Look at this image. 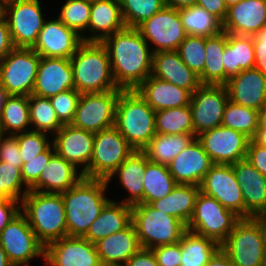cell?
Here are the masks:
<instances>
[{"mask_svg": "<svg viewBox=\"0 0 266 266\" xmlns=\"http://www.w3.org/2000/svg\"><path fill=\"white\" fill-rule=\"evenodd\" d=\"M85 1H87L89 3H94V2H98V1H102V0H85Z\"/></svg>", "mask_w": 266, "mask_h": 266, "instance_id": "8c879c8a", "label": "cell"}, {"mask_svg": "<svg viewBox=\"0 0 266 266\" xmlns=\"http://www.w3.org/2000/svg\"><path fill=\"white\" fill-rule=\"evenodd\" d=\"M20 205L21 212L44 246L67 236L66 212L61 193L29 190Z\"/></svg>", "mask_w": 266, "mask_h": 266, "instance_id": "277c9868", "label": "cell"}, {"mask_svg": "<svg viewBox=\"0 0 266 266\" xmlns=\"http://www.w3.org/2000/svg\"><path fill=\"white\" fill-rule=\"evenodd\" d=\"M196 138L194 134H158L142 149L149 161L168 166Z\"/></svg>", "mask_w": 266, "mask_h": 266, "instance_id": "e575fe53", "label": "cell"}, {"mask_svg": "<svg viewBox=\"0 0 266 266\" xmlns=\"http://www.w3.org/2000/svg\"><path fill=\"white\" fill-rule=\"evenodd\" d=\"M199 192L200 186L198 185L177 184L170 194L152 201L150 205L159 211L176 217L187 226L193 215L195 200Z\"/></svg>", "mask_w": 266, "mask_h": 266, "instance_id": "836d02e7", "label": "cell"}, {"mask_svg": "<svg viewBox=\"0 0 266 266\" xmlns=\"http://www.w3.org/2000/svg\"><path fill=\"white\" fill-rule=\"evenodd\" d=\"M124 266H159L151 249L140 248Z\"/></svg>", "mask_w": 266, "mask_h": 266, "instance_id": "6f0895ef", "label": "cell"}, {"mask_svg": "<svg viewBox=\"0 0 266 266\" xmlns=\"http://www.w3.org/2000/svg\"><path fill=\"white\" fill-rule=\"evenodd\" d=\"M229 100L260 111L266 106V76L258 69L243 70L225 84Z\"/></svg>", "mask_w": 266, "mask_h": 266, "instance_id": "603a6c76", "label": "cell"}, {"mask_svg": "<svg viewBox=\"0 0 266 266\" xmlns=\"http://www.w3.org/2000/svg\"><path fill=\"white\" fill-rule=\"evenodd\" d=\"M132 222V206L111 199L90 225L83 238L95 244L99 240L125 229Z\"/></svg>", "mask_w": 266, "mask_h": 266, "instance_id": "1f68e13d", "label": "cell"}, {"mask_svg": "<svg viewBox=\"0 0 266 266\" xmlns=\"http://www.w3.org/2000/svg\"><path fill=\"white\" fill-rule=\"evenodd\" d=\"M181 264L180 266H206L220 244L212 238L198 235L186 230L180 239Z\"/></svg>", "mask_w": 266, "mask_h": 266, "instance_id": "8d00e7d4", "label": "cell"}, {"mask_svg": "<svg viewBox=\"0 0 266 266\" xmlns=\"http://www.w3.org/2000/svg\"><path fill=\"white\" fill-rule=\"evenodd\" d=\"M241 218L226 209L217 199L198 193L193 215L186 229L198 235L212 238L221 244Z\"/></svg>", "mask_w": 266, "mask_h": 266, "instance_id": "9c48e42d", "label": "cell"}, {"mask_svg": "<svg viewBox=\"0 0 266 266\" xmlns=\"http://www.w3.org/2000/svg\"><path fill=\"white\" fill-rule=\"evenodd\" d=\"M17 135L0 134V161L15 165L22 169Z\"/></svg>", "mask_w": 266, "mask_h": 266, "instance_id": "816d5d0a", "label": "cell"}, {"mask_svg": "<svg viewBox=\"0 0 266 266\" xmlns=\"http://www.w3.org/2000/svg\"><path fill=\"white\" fill-rule=\"evenodd\" d=\"M108 187L106 180L83 177L72 188L61 193L66 212L67 236L83 237L87 233L90 225L111 200L107 197Z\"/></svg>", "mask_w": 266, "mask_h": 266, "instance_id": "7a4b0ae2", "label": "cell"}, {"mask_svg": "<svg viewBox=\"0 0 266 266\" xmlns=\"http://www.w3.org/2000/svg\"><path fill=\"white\" fill-rule=\"evenodd\" d=\"M0 244L14 266H30L35 258L44 261L45 246L37 239L22 212L0 232Z\"/></svg>", "mask_w": 266, "mask_h": 266, "instance_id": "7c38bea8", "label": "cell"}, {"mask_svg": "<svg viewBox=\"0 0 266 266\" xmlns=\"http://www.w3.org/2000/svg\"><path fill=\"white\" fill-rule=\"evenodd\" d=\"M134 151L115 126L94 133L91 161L83 176L107 180Z\"/></svg>", "mask_w": 266, "mask_h": 266, "instance_id": "ba28073f", "label": "cell"}, {"mask_svg": "<svg viewBox=\"0 0 266 266\" xmlns=\"http://www.w3.org/2000/svg\"><path fill=\"white\" fill-rule=\"evenodd\" d=\"M252 38L255 56L254 68L266 76V26L256 32Z\"/></svg>", "mask_w": 266, "mask_h": 266, "instance_id": "db71d44e", "label": "cell"}, {"mask_svg": "<svg viewBox=\"0 0 266 266\" xmlns=\"http://www.w3.org/2000/svg\"><path fill=\"white\" fill-rule=\"evenodd\" d=\"M55 153L53 143L42 153L33 159H24L21 176L24 184L31 189L39 180V175Z\"/></svg>", "mask_w": 266, "mask_h": 266, "instance_id": "f907efd6", "label": "cell"}, {"mask_svg": "<svg viewBox=\"0 0 266 266\" xmlns=\"http://www.w3.org/2000/svg\"><path fill=\"white\" fill-rule=\"evenodd\" d=\"M125 27L119 0L91 3L89 25L86 31L88 35H85V42L102 43L107 37Z\"/></svg>", "mask_w": 266, "mask_h": 266, "instance_id": "f546056e", "label": "cell"}, {"mask_svg": "<svg viewBox=\"0 0 266 266\" xmlns=\"http://www.w3.org/2000/svg\"><path fill=\"white\" fill-rule=\"evenodd\" d=\"M132 224L141 248L146 249L178 243L187 230L186 225L176 217L146 203L132 206Z\"/></svg>", "mask_w": 266, "mask_h": 266, "instance_id": "8992f818", "label": "cell"}, {"mask_svg": "<svg viewBox=\"0 0 266 266\" xmlns=\"http://www.w3.org/2000/svg\"><path fill=\"white\" fill-rule=\"evenodd\" d=\"M206 266H233L228 255L220 248Z\"/></svg>", "mask_w": 266, "mask_h": 266, "instance_id": "94428289", "label": "cell"}, {"mask_svg": "<svg viewBox=\"0 0 266 266\" xmlns=\"http://www.w3.org/2000/svg\"><path fill=\"white\" fill-rule=\"evenodd\" d=\"M181 60L197 75L205 68V37L189 36L181 42L178 50Z\"/></svg>", "mask_w": 266, "mask_h": 266, "instance_id": "7dc6e473", "label": "cell"}, {"mask_svg": "<svg viewBox=\"0 0 266 266\" xmlns=\"http://www.w3.org/2000/svg\"><path fill=\"white\" fill-rule=\"evenodd\" d=\"M21 202L0 197V232L21 212Z\"/></svg>", "mask_w": 266, "mask_h": 266, "instance_id": "9f6ffc18", "label": "cell"}, {"mask_svg": "<svg viewBox=\"0 0 266 266\" xmlns=\"http://www.w3.org/2000/svg\"><path fill=\"white\" fill-rule=\"evenodd\" d=\"M200 191L244 218V200L231 164H213L200 184Z\"/></svg>", "mask_w": 266, "mask_h": 266, "instance_id": "e0dca14e", "label": "cell"}, {"mask_svg": "<svg viewBox=\"0 0 266 266\" xmlns=\"http://www.w3.org/2000/svg\"><path fill=\"white\" fill-rule=\"evenodd\" d=\"M31 130L44 132L52 137L64 125L57 117L49 98L32 94L29 96Z\"/></svg>", "mask_w": 266, "mask_h": 266, "instance_id": "b9f144b4", "label": "cell"}, {"mask_svg": "<svg viewBox=\"0 0 266 266\" xmlns=\"http://www.w3.org/2000/svg\"><path fill=\"white\" fill-rule=\"evenodd\" d=\"M213 164H233L246 159L250 139L234 129L220 125L196 136Z\"/></svg>", "mask_w": 266, "mask_h": 266, "instance_id": "2e32d148", "label": "cell"}, {"mask_svg": "<svg viewBox=\"0 0 266 266\" xmlns=\"http://www.w3.org/2000/svg\"><path fill=\"white\" fill-rule=\"evenodd\" d=\"M213 162L204 151L201 143L195 138L168 165L169 171L178 184H194L200 186L205 174Z\"/></svg>", "mask_w": 266, "mask_h": 266, "instance_id": "cb8c5ba5", "label": "cell"}, {"mask_svg": "<svg viewBox=\"0 0 266 266\" xmlns=\"http://www.w3.org/2000/svg\"><path fill=\"white\" fill-rule=\"evenodd\" d=\"M45 266H102L95 244L83 237L65 236L45 246Z\"/></svg>", "mask_w": 266, "mask_h": 266, "instance_id": "ac0fdd59", "label": "cell"}, {"mask_svg": "<svg viewBox=\"0 0 266 266\" xmlns=\"http://www.w3.org/2000/svg\"><path fill=\"white\" fill-rule=\"evenodd\" d=\"M69 89H75L70 59L40 57L32 94L51 98Z\"/></svg>", "mask_w": 266, "mask_h": 266, "instance_id": "7402d4cb", "label": "cell"}, {"mask_svg": "<svg viewBox=\"0 0 266 266\" xmlns=\"http://www.w3.org/2000/svg\"><path fill=\"white\" fill-rule=\"evenodd\" d=\"M151 75L186 89L191 94L201 85L199 75L181 60L177 50L153 53Z\"/></svg>", "mask_w": 266, "mask_h": 266, "instance_id": "484cf974", "label": "cell"}, {"mask_svg": "<svg viewBox=\"0 0 266 266\" xmlns=\"http://www.w3.org/2000/svg\"><path fill=\"white\" fill-rule=\"evenodd\" d=\"M246 159L266 177V146L258 145L253 140H250Z\"/></svg>", "mask_w": 266, "mask_h": 266, "instance_id": "11a10c76", "label": "cell"}, {"mask_svg": "<svg viewBox=\"0 0 266 266\" xmlns=\"http://www.w3.org/2000/svg\"><path fill=\"white\" fill-rule=\"evenodd\" d=\"M50 137L52 138L47 133L33 130L17 134L22 162L24 163V159H33L44 152L52 144Z\"/></svg>", "mask_w": 266, "mask_h": 266, "instance_id": "c3c4849f", "label": "cell"}, {"mask_svg": "<svg viewBox=\"0 0 266 266\" xmlns=\"http://www.w3.org/2000/svg\"><path fill=\"white\" fill-rule=\"evenodd\" d=\"M229 101L225 85L201 84L190 100L194 135L221 125L224 109Z\"/></svg>", "mask_w": 266, "mask_h": 266, "instance_id": "9a60e30c", "label": "cell"}, {"mask_svg": "<svg viewBox=\"0 0 266 266\" xmlns=\"http://www.w3.org/2000/svg\"><path fill=\"white\" fill-rule=\"evenodd\" d=\"M155 122L158 134H194L190 105L156 111Z\"/></svg>", "mask_w": 266, "mask_h": 266, "instance_id": "60d3db41", "label": "cell"}, {"mask_svg": "<svg viewBox=\"0 0 266 266\" xmlns=\"http://www.w3.org/2000/svg\"><path fill=\"white\" fill-rule=\"evenodd\" d=\"M95 247L104 266H124L141 248L132 222L125 229L96 242Z\"/></svg>", "mask_w": 266, "mask_h": 266, "instance_id": "4316f807", "label": "cell"}, {"mask_svg": "<svg viewBox=\"0 0 266 266\" xmlns=\"http://www.w3.org/2000/svg\"><path fill=\"white\" fill-rule=\"evenodd\" d=\"M121 89L104 93H82L71 125L92 133L114 126Z\"/></svg>", "mask_w": 266, "mask_h": 266, "instance_id": "5bb4252c", "label": "cell"}, {"mask_svg": "<svg viewBox=\"0 0 266 266\" xmlns=\"http://www.w3.org/2000/svg\"><path fill=\"white\" fill-rule=\"evenodd\" d=\"M114 81L122 90L136 89L152 73L153 52L137 28L125 27L107 37Z\"/></svg>", "mask_w": 266, "mask_h": 266, "instance_id": "6da1fadb", "label": "cell"}, {"mask_svg": "<svg viewBox=\"0 0 266 266\" xmlns=\"http://www.w3.org/2000/svg\"><path fill=\"white\" fill-rule=\"evenodd\" d=\"M0 266H14L8 259L4 249L0 244Z\"/></svg>", "mask_w": 266, "mask_h": 266, "instance_id": "03108f58", "label": "cell"}, {"mask_svg": "<svg viewBox=\"0 0 266 266\" xmlns=\"http://www.w3.org/2000/svg\"><path fill=\"white\" fill-rule=\"evenodd\" d=\"M3 6H4V2L0 0V17L3 16Z\"/></svg>", "mask_w": 266, "mask_h": 266, "instance_id": "2644e50d", "label": "cell"}, {"mask_svg": "<svg viewBox=\"0 0 266 266\" xmlns=\"http://www.w3.org/2000/svg\"><path fill=\"white\" fill-rule=\"evenodd\" d=\"M55 152L84 173L90 164L94 133L64 124L52 137Z\"/></svg>", "mask_w": 266, "mask_h": 266, "instance_id": "ffe728a7", "label": "cell"}, {"mask_svg": "<svg viewBox=\"0 0 266 266\" xmlns=\"http://www.w3.org/2000/svg\"><path fill=\"white\" fill-rule=\"evenodd\" d=\"M231 165L244 200V218L266 215V177L247 159Z\"/></svg>", "mask_w": 266, "mask_h": 266, "instance_id": "44dd1931", "label": "cell"}, {"mask_svg": "<svg viewBox=\"0 0 266 266\" xmlns=\"http://www.w3.org/2000/svg\"><path fill=\"white\" fill-rule=\"evenodd\" d=\"M40 0H7L3 6L15 48H33L47 19Z\"/></svg>", "mask_w": 266, "mask_h": 266, "instance_id": "30bf717a", "label": "cell"}, {"mask_svg": "<svg viewBox=\"0 0 266 266\" xmlns=\"http://www.w3.org/2000/svg\"><path fill=\"white\" fill-rule=\"evenodd\" d=\"M30 130L29 97L8 95L0 113L1 134L17 135Z\"/></svg>", "mask_w": 266, "mask_h": 266, "instance_id": "d590c367", "label": "cell"}, {"mask_svg": "<svg viewBox=\"0 0 266 266\" xmlns=\"http://www.w3.org/2000/svg\"><path fill=\"white\" fill-rule=\"evenodd\" d=\"M258 121L259 111L229 100L224 109L221 125L243 133L252 140L258 128Z\"/></svg>", "mask_w": 266, "mask_h": 266, "instance_id": "7bdbcfd3", "label": "cell"}, {"mask_svg": "<svg viewBox=\"0 0 266 266\" xmlns=\"http://www.w3.org/2000/svg\"><path fill=\"white\" fill-rule=\"evenodd\" d=\"M156 257L159 266H180L181 264V244L156 246L151 249Z\"/></svg>", "mask_w": 266, "mask_h": 266, "instance_id": "f5cc1de1", "label": "cell"}, {"mask_svg": "<svg viewBox=\"0 0 266 266\" xmlns=\"http://www.w3.org/2000/svg\"><path fill=\"white\" fill-rule=\"evenodd\" d=\"M241 0H224L226 6L229 8L231 5L237 4Z\"/></svg>", "mask_w": 266, "mask_h": 266, "instance_id": "89a4df30", "label": "cell"}, {"mask_svg": "<svg viewBox=\"0 0 266 266\" xmlns=\"http://www.w3.org/2000/svg\"><path fill=\"white\" fill-rule=\"evenodd\" d=\"M252 140L258 145L266 146V130H257Z\"/></svg>", "mask_w": 266, "mask_h": 266, "instance_id": "be15d7a7", "label": "cell"}, {"mask_svg": "<svg viewBox=\"0 0 266 266\" xmlns=\"http://www.w3.org/2000/svg\"><path fill=\"white\" fill-rule=\"evenodd\" d=\"M179 15L184 31L189 36L207 38L223 32V22L197 4L180 8Z\"/></svg>", "mask_w": 266, "mask_h": 266, "instance_id": "74e56055", "label": "cell"}, {"mask_svg": "<svg viewBox=\"0 0 266 266\" xmlns=\"http://www.w3.org/2000/svg\"><path fill=\"white\" fill-rule=\"evenodd\" d=\"M227 43V32L205 38V68L199 75L201 84L225 85L222 56Z\"/></svg>", "mask_w": 266, "mask_h": 266, "instance_id": "f35d334b", "label": "cell"}, {"mask_svg": "<svg viewBox=\"0 0 266 266\" xmlns=\"http://www.w3.org/2000/svg\"><path fill=\"white\" fill-rule=\"evenodd\" d=\"M136 90L154 111L190 105L192 96L188 90L152 75L148 76Z\"/></svg>", "mask_w": 266, "mask_h": 266, "instance_id": "f1b7e54d", "label": "cell"}, {"mask_svg": "<svg viewBox=\"0 0 266 266\" xmlns=\"http://www.w3.org/2000/svg\"><path fill=\"white\" fill-rule=\"evenodd\" d=\"M233 266H262L266 262L264 234L257 218H241L220 244Z\"/></svg>", "mask_w": 266, "mask_h": 266, "instance_id": "52a82bcc", "label": "cell"}, {"mask_svg": "<svg viewBox=\"0 0 266 266\" xmlns=\"http://www.w3.org/2000/svg\"><path fill=\"white\" fill-rule=\"evenodd\" d=\"M196 4L206 9L209 13L214 14L222 22L226 19L228 7L224 0H197Z\"/></svg>", "mask_w": 266, "mask_h": 266, "instance_id": "680465c9", "label": "cell"}, {"mask_svg": "<svg viewBox=\"0 0 266 266\" xmlns=\"http://www.w3.org/2000/svg\"><path fill=\"white\" fill-rule=\"evenodd\" d=\"M29 190L22 180L21 169L0 161V197L22 202Z\"/></svg>", "mask_w": 266, "mask_h": 266, "instance_id": "bcb514c9", "label": "cell"}, {"mask_svg": "<svg viewBox=\"0 0 266 266\" xmlns=\"http://www.w3.org/2000/svg\"><path fill=\"white\" fill-rule=\"evenodd\" d=\"M75 89L80 93H104L120 89L111 70L107 48L99 42H83L70 58Z\"/></svg>", "mask_w": 266, "mask_h": 266, "instance_id": "3957f363", "label": "cell"}, {"mask_svg": "<svg viewBox=\"0 0 266 266\" xmlns=\"http://www.w3.org/2000/svg\"><path fill=\"white\" fill-rule=\"evenodd\" d=\"M14 48L9 27L4 16L0 17V61Z\"/></svg>", "mask_w": 266, "mask_h": 266, "instance_id": "91938a15", "label": "cell"}, {"mask_svg": "<svg viewBox=\"0 0 266 266\" xmlns=\"http://www.w3.org/2000/svg\"><path fill=\"white\" fill-rule=\"evenodd\" d=\"M90 11L91 3L85 0H65L57 18L80 35L83 42H85V32L89 25Z\"/></svg>", "mask_w": 266, "mask_h": 266, "instance_id": "ee69618b", "label": "cell"}, {"mask_svg": "<svg viewBox=\"0 0 266 266\" xmlns=\"http://www.w3.org/2000/svg\"><path fill=\"white\" fill-rule=\"evenodd\" d=\"M257 130H266V106L259 111V121Z\"/></svg>", "mask_w": 266, "mask_h": 266, "instance_id": "e7e4bbea", "label": "cell"}, {"mask_svg": "<svg viewBox=\"0 0 266 266\" xmlns=\"http://www.w3.org/2000/svg\"><path fill=\"white\" fill-rule=\"evenodd\" d=\"M81 94L76 89H69L49 98L58 119L63 124H71Z\"/></svg>", "mask_w": 266, "mask_h": 266, "instance_id": "681fc988", "label": "cell"}, {"mask_svg": "<svg viewBox=\"0 0 266 266\" xmlns=\"http://www.w3.org/2000/svg\"><path fill=\"white\" fill-rule=\"evenodd\" d=\"M165 5L170 8L180 9L196 5L197 0H164Z\"/></svg>", "mask_w": 266, "mask_h": 266, "instance_id": "6125c7cd", "label": "cell"}, {"mask_svg": "<svg viewBox=\"0 0 266 266\" xmlns=\"http://www.w3.org/2000/svg\"><path fill=\"white\" fill-rule=\"evenodd\" d=\"M155 113L136 89H121L114 126L134 150H142L156 135Z\"/></svg>", "mask_w": 266, "mask_h": 266, "instance_id": "5b68a950", "label": "cell"}, {"mask_svg": "<svg viewBox=\"0 0 266 266\" xmlns=\"http://www.w3.org/2000/svg\"><path fill=\"white\" fill-rule=\"evenodd\" d=\"M40 57L32 48L14 47L0 61V84L8 95H32Z\"/></svg>", "mask_w": 266, "mask_h": 266, "instance_id": "8fae6325", "label": "cell"}, {"mask_svg": "<svg viewBox=\"0 0 266 266\" xmlns=\"http://www.w3.org/2000/svg\"><path fill=\"white\" fill-rule=\"evenodd\" d=\"M83 177L80 170L55 152L40 173L38 182L30 190L40 193H63Z\"/></svg>", "mask_w": 266, "mask_h": 266, "instance_id": "83f0119b", "label": "cell"}, {"mask_svg": "<svg viewBox=\"0 0 266 266\" xmlns=\"http://www.w3.org/2000/svg\"><path fill=\"white\" fill-rule=\"evenodd\" d=\"M7 97L8 94L5 88L0 84V113Z\"/></svg>", "mask_w": 266, "mask_h": 266, "instance_id": "a7ac6f4b", "label": "cell"}, {"mask_svg": "<svg viewBox=\"0 0 266 266\" xmlns=\"http://www.w3.org/2000/svg\"><path fill=\"white\" fill-rule=\"evenodd\" d=\"M256 218L260 221L262 229H263L264 243H265V254H266V215H261V216H258Z\"/></svg>", "mask_w": 266, "mask_h": 266, "instance_id": "003e7915", "label": "cell"}, {"mask_svg": "<svg viewBox=\"0 0 266 266\" xmlns=\"http://www.w3.org/2000/svg\"><path fill=\"white\" fill-rule=\"evenodd\" d=\"M225 84L243 70L254 68L255 56L252 36L227 33V43L222 56Z\"/></svg>", "mask_w": 266, "mask_h": 266, "instance_id": "d6a6232c", "label": "cell"}, {"mask_svg": "<svg viewBox=\"0 0 266 266\" xmlns=\"http://www.w3.org/2000/svg\"><path fill=\"white\" fill-rule=\"evenodd\" d=\"M83 43L82 37L58 18L47 19L32 48L41 57L70 59Z\"/></svg>", "mask_w": 266, "mask_h": 266, "instance_id": "d6986e66", "label": "cell"}, {"mask_svg": "<svg viewBox=\"0 0 266 266\" xmlns=\"http://www.w3.org/2000/svg\"><path fill=\"white\" fill-rule=\"evenodd\" d=\"M126 27L136 28L163 9L164 0H119Z\"/></svg>", "mask_w": 266, "mask_h": 266, "instance_id": "f6af8a7d", "label": "cell"}, {"mask_svg": "<svg viewBox=\"0 0 266 266\" xmlns=\"http://www.w3.org/2000/svg\"><path fill=\"white\" fill-rule=\"evenodd\" d=\"M143 179V203L150 204L152 201L164 198L178 184L172 177L168 166L154 163L148 160Z\"/></svg>", "mask_w": 266, "mask_h": 266, "instance_id": "ab89813d", "label": "cell"}, {"mask_svg": "<svg viewBox=\"0 0 266 266\" xmlns=\"http://www.w3.org/2000/svg\"><path fill=\"white\" fill-rule=\"evenodd\" d=\"M147 165V157L142 150H135L106 180L107 184H110L115 177L120 185L125 189L127 198L119 199L118 202H122L128 205H135L143 203L144 183L142 176L145 173ZM114 177V178H113Z\"/></svg>", "mask_w": 266, "mask_h": 266, "instance_id": "4dcf8cb0", "label": "cell"}, {"mask_svg": "<svg viewBox=\"0 0 266 266\" xmlns=\"http://www.w3.org/2000/svg\"><path fill=\"white\" fill-rule=\"evenodd\" d=\"M147 41L153 53L178 50L186 38L179 9L165 6L151 18L144 20L137 27Z\"/></svg>", "mask_w": 266, "mask_h": 266, "instance_id": "4fadbf2b", "label": "cell"}, {"mask_svg": "<svg viewBox=\"0 0 266 266\" xmlns=\"http://www.w3.org/2000/svg\"><path fill=\"white\" fill-rule=\"evenodd\" d=\"M266 26V0H241L228 8L223 31L253 36Z\"/></svg>", "mask_w": 266, "mask_h": 266, "instance_id": "d4e9b609", "label": "cell"}]
</instances>
